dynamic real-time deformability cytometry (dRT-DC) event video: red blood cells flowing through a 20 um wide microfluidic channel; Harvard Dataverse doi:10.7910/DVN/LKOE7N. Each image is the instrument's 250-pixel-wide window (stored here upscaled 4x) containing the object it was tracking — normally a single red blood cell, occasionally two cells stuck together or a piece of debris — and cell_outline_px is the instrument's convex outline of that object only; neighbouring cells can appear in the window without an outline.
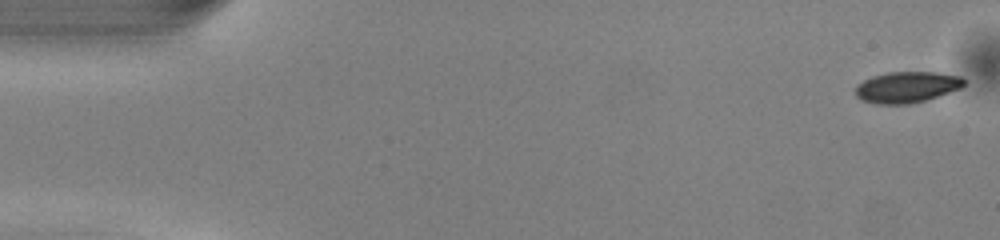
{"species": "common noctule bat (a hibernating species)", "species_latin": "Nyctalus noctula", "temperature_condition": "warm", "stored_images_in_passage": 50, "camera_frame_rate_fps": 3000, "um_per_image_px": 0.085, "animal": {"sex": "male", "body_mass_g": 13.0, "forearm_length_mm": 53.1}, "frame": {"image": 1, "passage_image": 1, "time_ms": 0.0, "image_size_px": [1000, 240], "cell_outline_px": [[964, 84], [960, 88], [912, 104], [876, 104], [860, 100], [856, 96], [856, 84], [872, 76], [888, 72], [936, 72], [960, 76], [964, 80]], "centroid_in_image_um": [77.03, 7.4], "position_along_channel_um": 8.0, "area_um2": 19.59}}
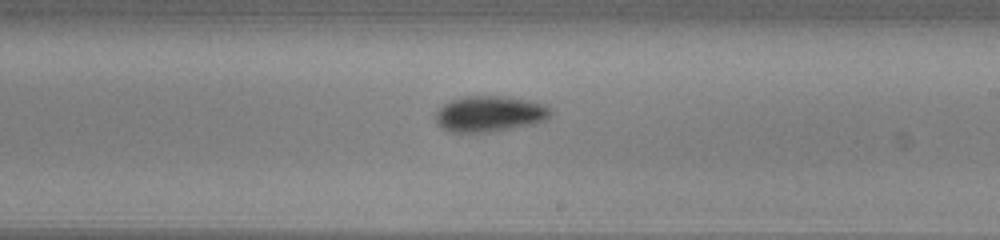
{"frame": {"image": 2, "passage_image": 29, "time_ms": 9.333, "image_size_px": [1000, 240], "cell_outline_px": [[552, 112], [544, 120], [532, 124], [492, 132], [452, 132], [440, 128], [436, 124], [436, 112], [448, 100], [464, 96], [508, 96], [532, 100], [544, 104], [552, 108]], "centroid_in_image_um": [41.61, 9.66], "position_along_channel_um": 247.4, "area_um2": 24.33}}
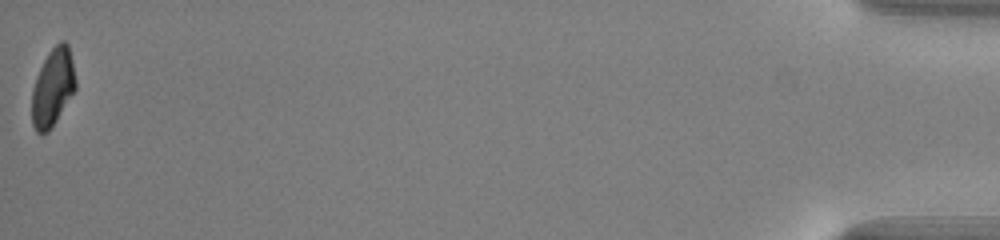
{"frame": {"image": 3, "passage_image": 50, "time_ms": 16.333, "image_size_px": [1000, 240], "cell_outline_px": [[76, 88], [56, 120], [48, 132], [36, 132], [32, 124], [32, 88], [36, 76], [48, 52], [60, 40], [64, 40], [68, 44], [72, 60], [76, 80]], "centroid_in_image_um": [4.48, 7.4], "position_along_channel_um": 430.7, "area_um2": 19.65}, "authors_computed_cell_mechanics": {"area_um2": 21.5883, "velocity_mm_per_s": 4.0914, "shape_relaxation_time_tau1_ms": 2.2321, "shape_relaxation_time_tau2_ms": null, "deformation_change_tau1": 0.1198, "deformation_change_tau2": null}}